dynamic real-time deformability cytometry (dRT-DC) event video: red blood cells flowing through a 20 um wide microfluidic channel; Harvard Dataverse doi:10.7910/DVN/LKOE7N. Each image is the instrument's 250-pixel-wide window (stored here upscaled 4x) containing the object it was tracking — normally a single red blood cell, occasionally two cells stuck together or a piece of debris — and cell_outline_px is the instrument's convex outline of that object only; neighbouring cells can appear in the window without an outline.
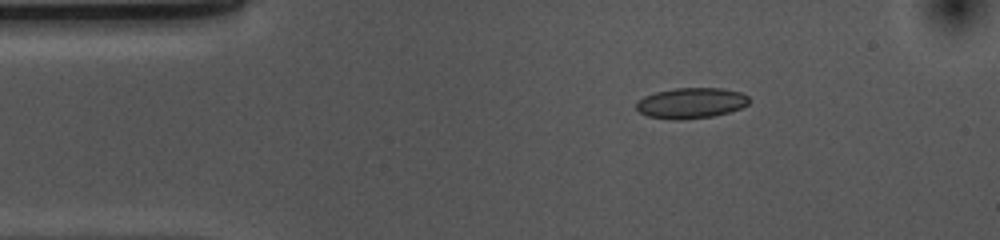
{"species": "common noctule bat (a hibernating species)", "species_latin": "Nyctalus noctula", "temperature_condition": "cold", "stored_images_in_passage": 46, "camera_frame_rate_fps": 3000, "um_per_image_px": 0.085, "animal": {"sex": "female", "body_mass_g": 10.0, "forearm_length_mm": 53.1}, "frame": {"image": 1, "passage_image": 1, "time_ms": 0.0, "image_size_px": [1000, 240], "cell_outline_px": [[748, 104], [740, 108], [728, 112], [712, 116], [680, 120], [648, 116], [640, 112], [636, 108], [636, 104], [644, 96], [656, 92], [676, 88], [724, 88], [740, 92], [748, 96]], "centroid_in_image_um": [58.75, 8.75], "position_along_channel_um": 26.3, "area_um2": 19.88}}
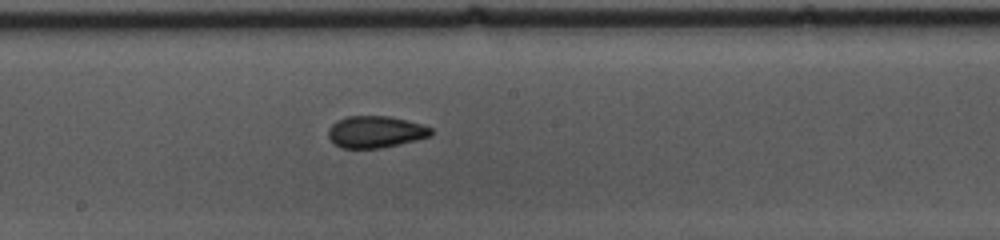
{"frame": {"image": 2, "passage_image": 20, "time_ms": 6.333, "image_size_px": [1000, 240], "cell_outline_px": [[432, 136], [400, 144], [380, 148], [340, 148], [328, 136], [328, 128], [336, 120], [348, 116], [388, 116], [420, 124], [432, 128]], "centroid_in_image_um": [31.9, 11.21], "position_along_channel_um": 216.3, "area_um2": 18.96}}
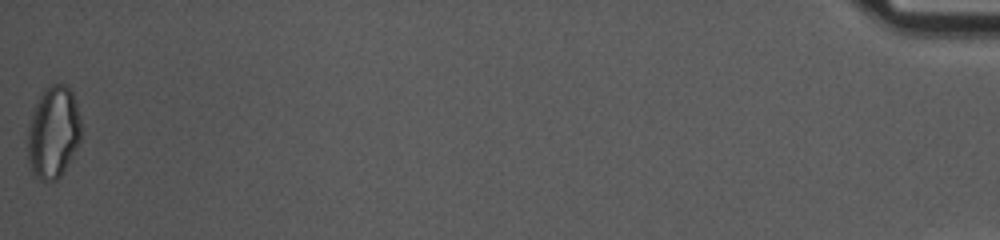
{"frame": {"image": 3, "passage_image": 46, "time_ms": 15.0, "image_size_px": [1000, 240], "cell_outline_px": [[80, 140], [76, 148], [60, 176], [56, 180], [40, 180], [32, 172], [28, 160], [28, 128], [32, 112], [40, 96], [52, 84], [68, 84], [72, 92], [80, 116]], "centroid_in_image_um": [4.53, 11.24], "position_along_channel_um": 430.7, "area_um2": 28.26}, "authors_computed_cell_mechanics": {"area_um2": 19.2763, "velocity_mm_per_s": 3.6944, "shape_relaxation_time_tau1_ms": 7.0433, "shape_relaxation_time_tau2_ms": 1.9235, "deformation_change_tau1": 0.1428, "deformation_change_tau2": 0.0676}}